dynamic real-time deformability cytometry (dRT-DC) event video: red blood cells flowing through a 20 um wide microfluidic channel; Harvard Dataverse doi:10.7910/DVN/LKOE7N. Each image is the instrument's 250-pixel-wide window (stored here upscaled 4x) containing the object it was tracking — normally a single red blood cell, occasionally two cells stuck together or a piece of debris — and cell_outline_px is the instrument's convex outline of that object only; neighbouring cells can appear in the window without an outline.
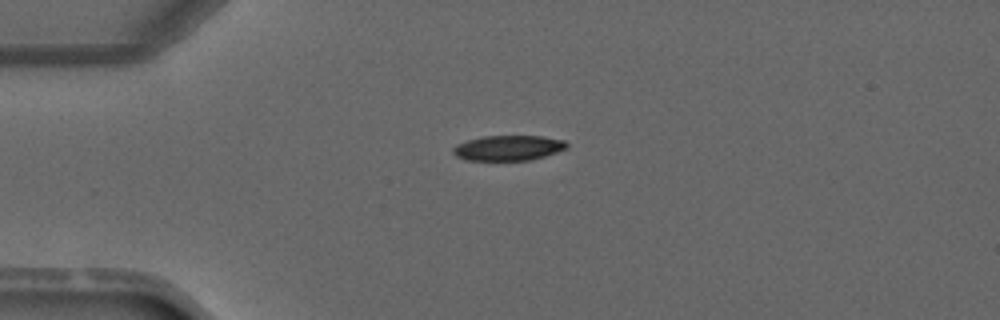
{"species": "common noctule bat (a hibernating species)", "species_latin": "Nyctalus noctula", "temperature_condition": "warm", "stored_images_in_passage": 2, "camera_frame_rate_fps": 3000, "um_per_image_px": 0.085, "animal": {"sex": "male", "forearm_length_mm": 52.5}, "frame": {"image": 1, "passage_image": 1, "time_ms": 0.0, "image_size_px": [1000, 320], "cell_outline_px": [[568, 148], [544, 156], [528, 160], [468, 160], [456, 156], [452, 152], [452, 148], [456, 144], [468, 140], [484, 136], [544, 136], [564, 140], [568, 144]], "centroid_in_image_um": [43.21, 12.57], "position_along_channel_um": 41.8, "area_um2": 16.65}}
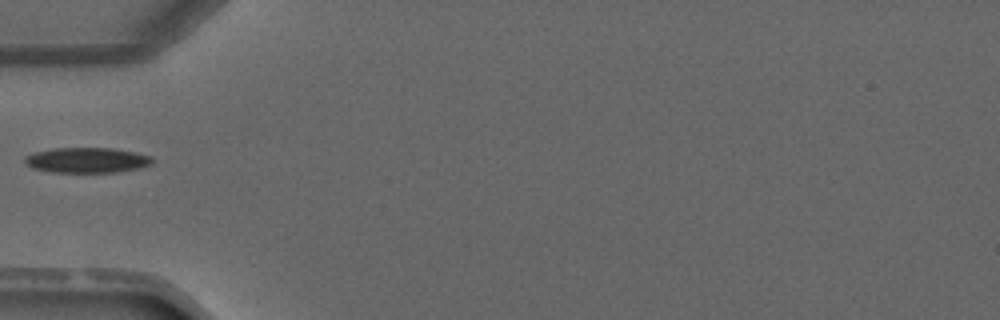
{"frame": {"image": 2, "passage_image": 2, "time_ms": 1.333, "image_size_px": [1000, 320], "cell_outline_px": [[152, 164], [140, 168], [116, 172], [52, 172], [32, 168], [24, 164], [24, 156], [36, 152], [56, 148], [112, 148], [136, 152], [152, 156]], "centroid_in_image_um": [7.39, 13.61], "position_along_channel_um": 77.6, "area_um2": 18.84}}